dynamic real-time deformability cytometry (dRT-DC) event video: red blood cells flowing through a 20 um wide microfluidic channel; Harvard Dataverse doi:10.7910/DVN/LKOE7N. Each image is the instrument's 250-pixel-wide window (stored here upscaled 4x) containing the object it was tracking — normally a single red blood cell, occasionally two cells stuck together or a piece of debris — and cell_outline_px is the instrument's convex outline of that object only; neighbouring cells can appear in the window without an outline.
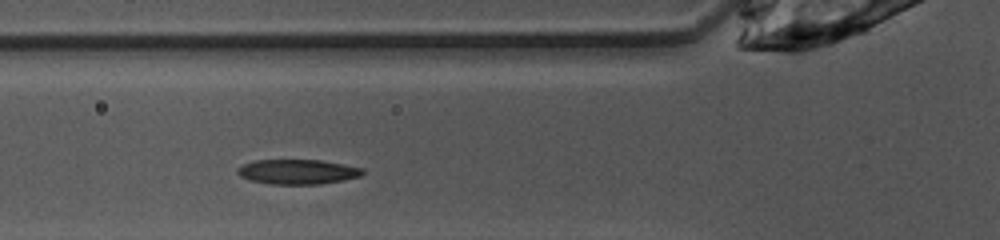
{"species": "common noctule bat (a hibernating species)", "species_latin": "Nyctalus noctula", "temperature_condition": "warm", "stored_images_in_passage": 28, "segment_of_instrument_passage": [2, 2], "camera_frame_rate_fps": 3000, "um_per_image_px": 0.085, "animal": {"sex": "female", "body_mass_g": 10.0, "forearm_length_mm": 53.1}, "frame": {"image": 1, "passage_image": 7, "time_ms": 2.0, "image_size_px": [1000, 240], "cell_outline_px": [[364, 172], [360, 176], [344, 180], [320, 184], [268, 184], [248, 180], [240, 176], [236, 172], [236, 168], [244, 164], [256, 160], [320, 160], [364, 168]], "centroid_in_image_um": [25.27, 14.6], "position_along_channel_um": 100.5, "area_um2": 18.15}}
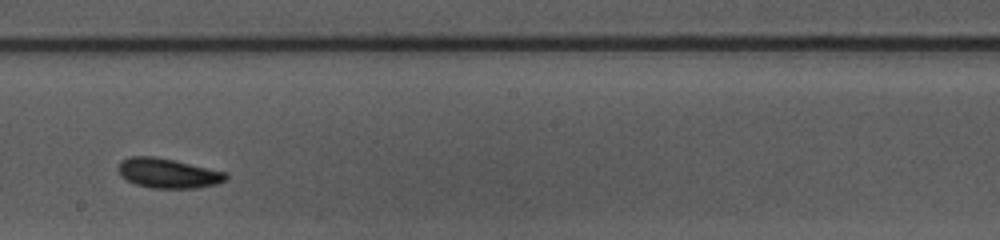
{"frame": {"image": 2, "passage_image": 17, "time_ms": 5.333, "image_size_px": [1000, 240], "cell_outline_px": [[228, 180], [216, 184], [196, 188], [152, 188], [136, 184], [120, 176], [116, 168], [120, 160], [128, 156], [156, 156], [228, 172]], "centroid_in_image_um": [14.27, 14.71], "position_along_channel_um": 233.9, "area_um2": 18.96}}
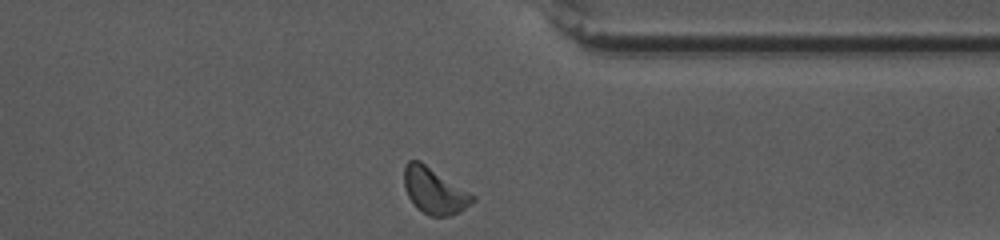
{"frame": {"image": 3, "passage_image": 28, "time_ms": 9.0, "image_size_px": [1000, 240], "cell_outline_px": [[476, 200], [472, 204], [460, 212], [448, 216], [432, 216], [416, 208], [408, 196], [404, 188], [404, 164], [408, 160], [420, 160], [476, 196]], "centroid_in_image_um": [36.92, 16.21], "position_along_channel_um": 374.5, "area_um2": 18.55}}